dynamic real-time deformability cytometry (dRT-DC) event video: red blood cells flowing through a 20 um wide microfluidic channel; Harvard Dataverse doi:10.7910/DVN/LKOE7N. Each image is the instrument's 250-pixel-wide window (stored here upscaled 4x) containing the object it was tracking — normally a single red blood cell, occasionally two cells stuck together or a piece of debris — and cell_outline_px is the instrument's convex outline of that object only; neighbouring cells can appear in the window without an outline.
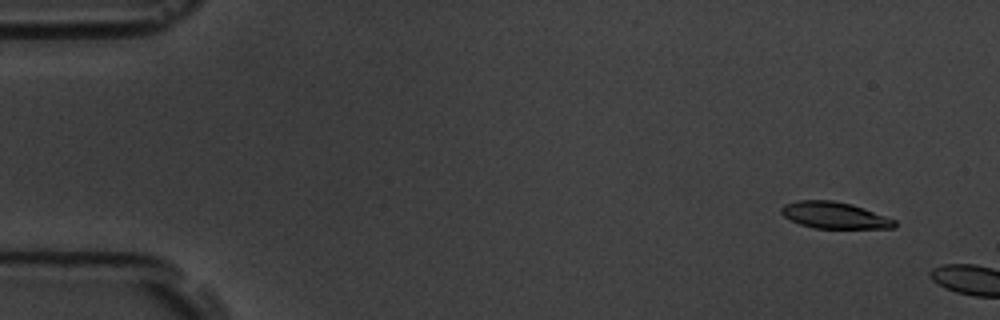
{"species": "common noctule bat (a hibernating species)", "species_latin": "Nyctalus noctula", "temperature_condition": "room temperature", "stored_images_in_passage": 2, "camera_frame_rate_fps": 3000, "um_per_image_px": 0.085, "animal": {"sex": "male", "body_mass_g": 19.5, "forearm_length_mm": 54.6}, "frame": {"image": 1, "passage_image": 1, "time_ms": 0.0, "image_size_px": [1000, 320], "cell_outline_px": [[896, 228], [816, 228], [800, 224], [784, 216], [780, 212], [780, 208], [784, 204], [796, 200], [832, 200], [852, 204], [864, 208], [896, 220]], "centroid_in_image_um": [70.92, 18.29], "position_along_channel_um": 14.1, "area_um2": 17.51}}